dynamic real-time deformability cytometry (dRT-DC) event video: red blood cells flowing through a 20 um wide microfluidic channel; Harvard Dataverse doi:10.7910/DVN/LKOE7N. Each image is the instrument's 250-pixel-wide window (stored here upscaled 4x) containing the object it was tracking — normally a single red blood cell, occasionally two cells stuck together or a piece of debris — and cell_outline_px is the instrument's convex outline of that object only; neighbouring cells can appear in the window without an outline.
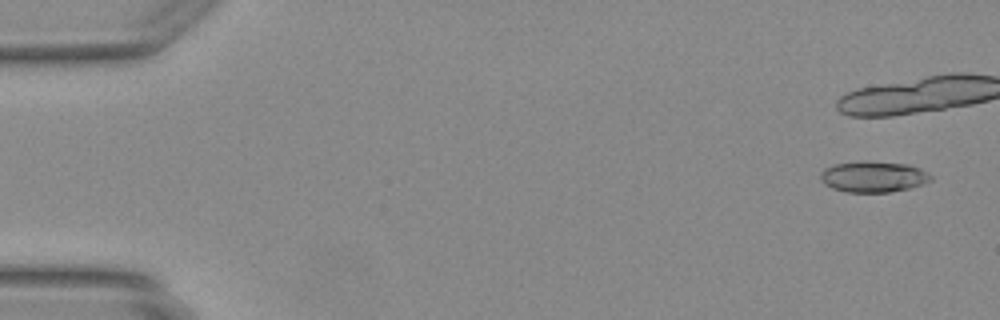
{"species": "Egyptian fruit bat (a non-hibernating species)", "species_latin": "Rousettus aegyptiacus", "temperature_condition": "warm", "stored_images_in_passage": 12, "camera_frame_rate_fps": 3000, "um_per_image_px": 0.085, "animal": {"sex": "female"}, "frame": {"image": 1, "passage_image": 3, "time_ms": 0.667, "image_size_px": [1000, 320], "cell_outline_px": [[932, 180], [924, 184], [908, 188], [888, 192], [848, 192], [832, 188], [824, 184], [820, 180], [820, 172], [824, 168], [836, 164], [864, 160], [868, 160], [908, 164], [920, 168], [932, 176]], "centroid_in_image_um": [74.22, 15.0], "position_along_channel_um": 10.8, "area_um2": 20.11}}